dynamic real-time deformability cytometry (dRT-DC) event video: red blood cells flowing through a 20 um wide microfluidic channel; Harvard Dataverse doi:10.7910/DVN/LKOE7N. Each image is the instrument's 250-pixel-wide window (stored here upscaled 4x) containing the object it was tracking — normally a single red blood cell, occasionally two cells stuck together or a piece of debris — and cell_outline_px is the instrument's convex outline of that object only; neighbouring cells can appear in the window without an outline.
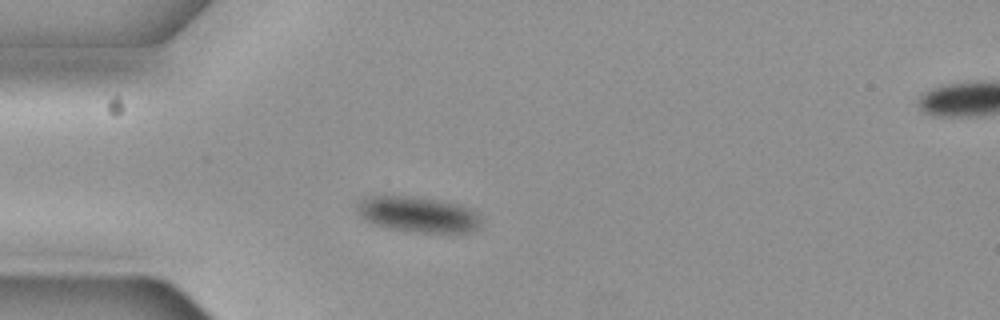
{"species": "common noctule bat (a hibernating species)", "species_latin": "Nyctalus noctula", "temperature_condition": "cold", "stored_images_in_passage": 42, "camera_frame_rate_fps": 3000, "um_per_image_px": 0.085, "animal": {"sex": "female", "body_mass_g": 19.3, "forearm_length_mm": 54.1}, "frame": {"image": 1, "passage_image": 1, "time_ms": 0.0, "image_size_px": [1000, 320], "cell_outline_px": [[480, 228], [472, 232], [412, 232], [388, 228], [364, 220], [356, 212], [356, 204], [364, 196], [388, 192], [416, 196], [440, 200], [460, 204], [472, 208], [476, 212], [480, 220]], "centroid_in_image_um": [35.45, 18.17], "position_along_channel_um": 49.5, "area_um2": 26.93}}
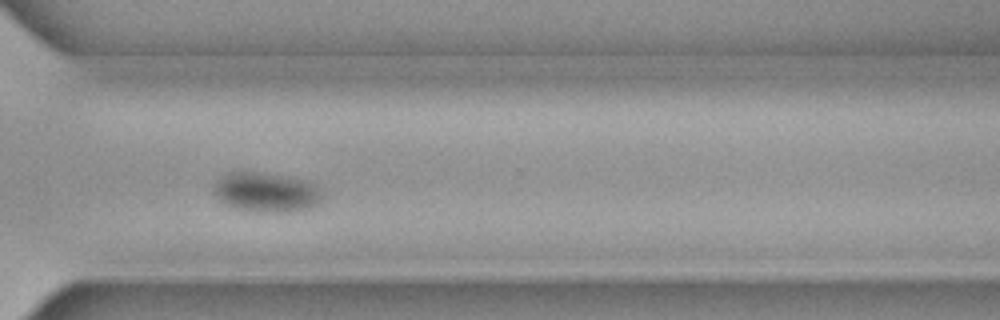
{"frame": {"image": 2, "passage_image": 27, "time_ms": 8.667, "image_size_px": [1000, 320], "cell_outline_px": [[320, 204], [308, 208], [292, 212], [260, 212], [236, 208], [224, 204], [212, 192], [212, 184], [216, 180], [232, 172], [252, 172], [288, 176], [304, 180], [316, 184], [320, 192]], "centroid_in_image_um": [22.61, 16.35], "position_along_channel_um": 348.0, "area_um2": 25.09}}
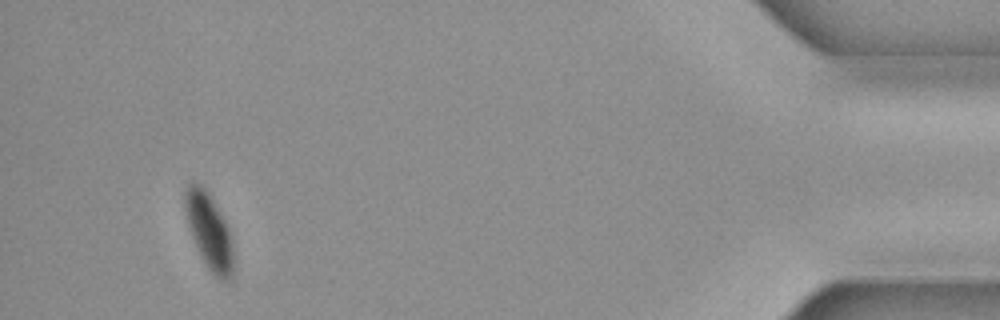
{"frame": {"image": 3, "passage_image": 39, "time_ms": 12.667, "image_size_px": [1000, 320], "cell_outline_px": [[236, 264], [232, 276], [228, 280], [220, 280], [208, 268], [192, 236], [188, 224], [184, 208], [184, 192], [188, 184], [192, 180], [200, 184], [208, 192], [220, 212], [228, 228], [232, 240]], "centroid_in_image_um": [17.8, 19.65], "position_along_channel_um": 417.4, "area_um2": 21.44}, "authors_computed_cell_mechanics": {"area_um2": 26.2412, "velocity_mm_per_s": 3.6247, "shape_relaxation_time_tau1_ms": 1.8626, "shape_relaxation_time_tau2_ms": null, "deformation_change_tau1": 0.0568, "deformation_change_tau2": null}}